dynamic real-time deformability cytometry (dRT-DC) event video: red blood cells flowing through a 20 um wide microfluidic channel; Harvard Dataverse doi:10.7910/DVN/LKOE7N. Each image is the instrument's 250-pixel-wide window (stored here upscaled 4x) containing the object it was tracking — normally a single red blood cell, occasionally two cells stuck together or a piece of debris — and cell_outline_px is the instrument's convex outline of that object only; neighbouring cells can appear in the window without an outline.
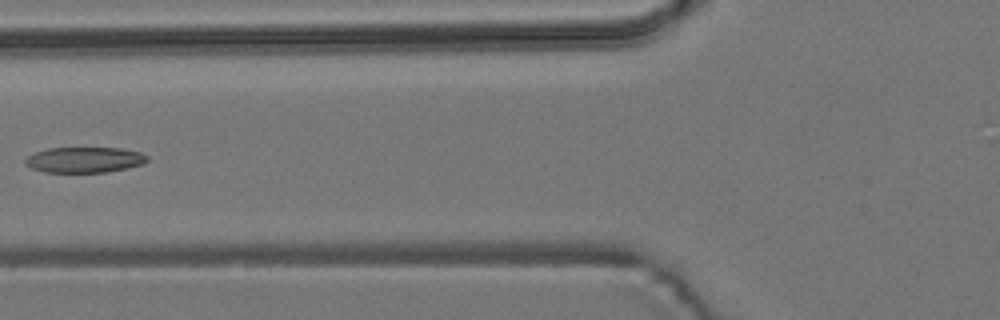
{"species": "common noctule bat (a hibernating species)", "species_latin": "Nyctalus noctula", "temperature_condition": "room temperature", "stored_images_in_passage": 7, "camera_frame_rate_fps": 3000, "um_per_image_px": 0.085, "animal": {"sex": "male", "body_mass_g": 19.2, "forearm_length_mm": 51.8}, "frame": {"image": 1, "passage_image": 6, "time_ms": 6.0, "image_size_px": [1000, 320], "cell_outline_px": [[148, 160], [144, 164], [128, 168], [104, 172], [44, 172], [32, 168], [24, 164], [24, 160], [28, 156], [36, 152], [48, 148], [120, 148], [140, 152], [148, 156]], "centroid_in_image_um": [7.19, 13.58], "position_along_channel_um": 118.6, "area_um2": 18.21}}
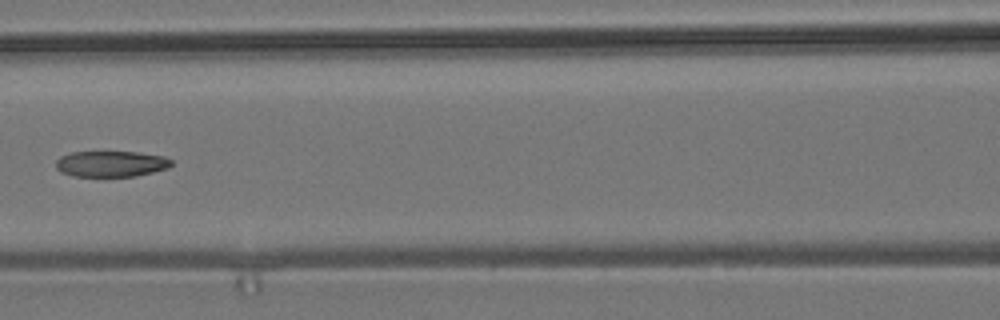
{"frame": {"image": 2, "passage_image": 7, "time_ms": 7.0, "image_size_px": [1000, 320], "cell_outline_px": [[172, 164], [168, 168], [136, 176], [72, 176], [60, 172], [56, 168], [56, 160], [60, 156], [72, 152], [136, 152], [164, 156], [172, 160]], "centroid_in_image_um": [9.42, 13.92], "position_along_channel_um": 157.2, "area_um2": 17.46}}